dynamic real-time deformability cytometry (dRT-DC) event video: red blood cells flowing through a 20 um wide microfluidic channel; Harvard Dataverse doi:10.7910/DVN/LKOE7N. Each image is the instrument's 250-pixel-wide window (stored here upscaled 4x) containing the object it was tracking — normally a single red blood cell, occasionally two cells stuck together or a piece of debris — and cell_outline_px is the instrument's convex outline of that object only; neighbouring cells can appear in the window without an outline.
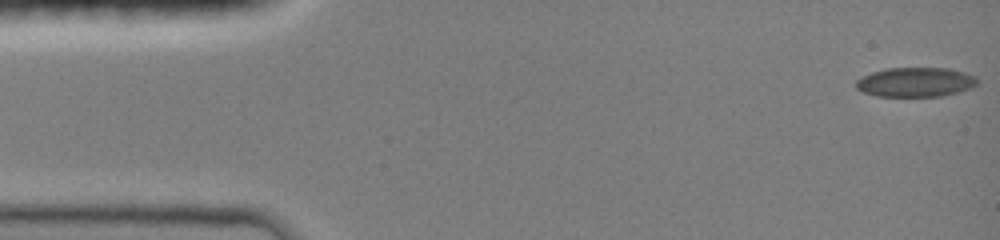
{"species": "common noctule bat (a hibernating species)", "species_latin": "Nyctalus noctula", "temperature_condition": "room temperature", "stored_images_in_passage": 45, "camera_frame_rate_fps": 3000, "um_per_image_px": 0.085, "animal": {"sex": "female", "body_mass_g": 19.0, "forearm_length_mm": 51.5}, "frame": {"image": 1, "passage_image": 1, "time_ms": 0.0, "image_size_px": [1000, 240], "cell_outline_px": [[976, 84], [972, 88], [940, 96], [876, 96], [864, 92], [856, 88], [856, 80], [872, 72], [888, 68], [948, 68], [964, 72], [976, 76]], "centroid_in_image_um": [77.82, 6.98], "position_along_channel_um": 7.2, "area_um2": 20.63}}
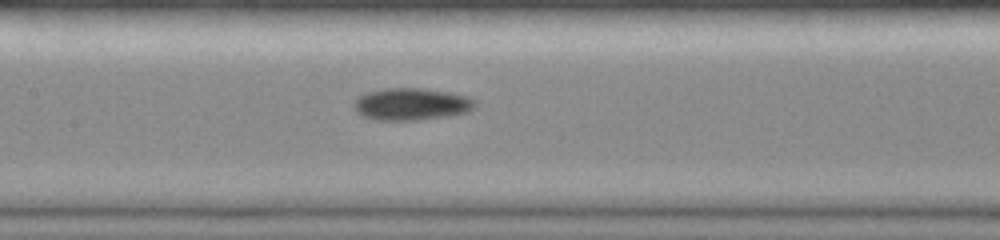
{"frame": {"image": 2, "passage_image": 17, "time_ms": 7.0, "image_size_px": [1000, 240], "cell_outline_px": [[476, 104], [468, 112], [444, 116], [416, 120], [380, 120], [364, 116], [352, 104], [360, 96], [368, 92], [384, 88], [424, 88], [448, 92], [468, 96], [476, 100]], "centroid_in_image_um": [35.01, 8.84], "position_along_channel_um": 172.4, "area_um2": 22.37}}
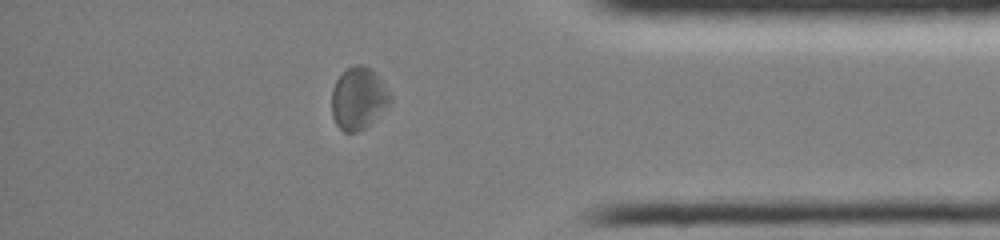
{"frame": {"image": 3, "passage_image": 35, "time_ms": 13.0, "image_size_px": [1000, 240], "cell_outline_px": [[392, 100], [360, 132], [344, 132], [336, 124], [332, 116], [332, 88], [336, 80], [348, 68], [356, 64], [364, 64], [372, 68], [376, 72], [392, 96]], "centroid_in_image_um": [30.46, 8.33], "position_along_channel_um": 404.7, "area_um2": 21.04}, "authors_computed_cell_mechanics": {"area_um2": 20.9814, "velocity_mm_per_s": 4.0788, "shape_relaxation_time_tau1_ms": null, "shape_relaxation_time_tau2_ms": 4.9543, "deformation_change_tau1": null, "deformation_change_tau2": 0.0914}}